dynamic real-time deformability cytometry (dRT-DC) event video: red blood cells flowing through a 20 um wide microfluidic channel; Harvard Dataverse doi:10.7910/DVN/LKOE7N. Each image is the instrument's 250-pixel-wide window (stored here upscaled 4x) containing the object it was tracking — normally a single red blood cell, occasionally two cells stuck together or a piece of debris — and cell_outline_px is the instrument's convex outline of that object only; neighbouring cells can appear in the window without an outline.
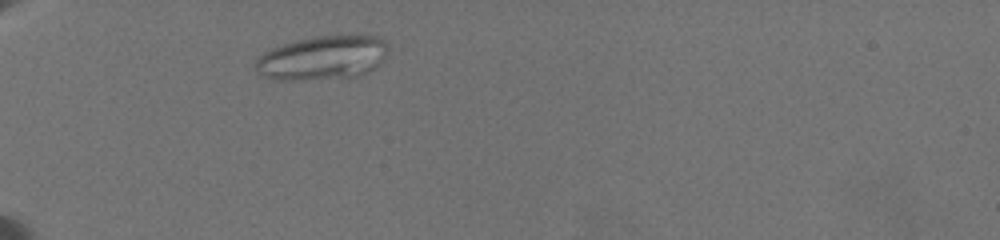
{"species": "common noctule bat (a hibernating species)", "species_latin": "Nyctalus noctula", "temperature_condition": "warm", "stored_images_in_passage": 4, "camera_frame_rate_fps": 3000, "um_per_image_px": 0.085, "animal": {"sex": "female", "body_mass_g": 19.5, "forearm_length_mm": 54.1}, "frame": {"image": 1, "passage_image": 2, "time_ms": 1.0, "image_size_px": [1000, 240], "cell_outline_px": [[388, 44], [384, 56], [380, 64], [376, 68], [360, 76], [296, 80], [272, 80], [264, 76], [256, 68], [256, 60], [264, 52], [272, 48], [284, 44], [300, 40], [320, 36], [380, 36]], "centroid_in_image_um": [27.44, 4.93], "position_along_channel_um": 57.6, "area_um2": 33.64}}
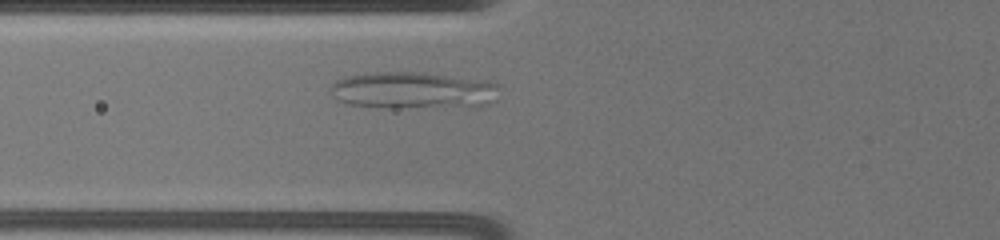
{"frame": {"image": 2, "passage_image": 4, "time_ms": 2.667, "image_size_px": [1000, 240], "cell_outline_px": [[500, 84], [496, 100], [488, 104], [472, 108], [392, 108], [348, 104], [340, 100], [328, 88], [336, 80], [348, 76], [372, 72], [420, 72], [488, 80]], "centroid_in_image_um": [35.23, 7.7], "position_along_channel_um": 90.6, "area_um2": 37.11}}